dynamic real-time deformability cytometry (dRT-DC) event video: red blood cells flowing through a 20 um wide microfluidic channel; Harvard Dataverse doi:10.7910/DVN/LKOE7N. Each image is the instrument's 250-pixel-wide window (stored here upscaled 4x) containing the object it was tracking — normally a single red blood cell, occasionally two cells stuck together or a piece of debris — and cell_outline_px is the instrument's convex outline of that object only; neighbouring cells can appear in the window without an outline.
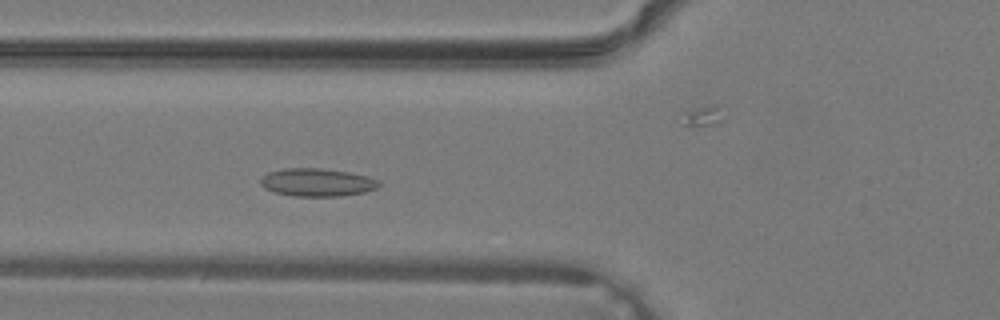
{"species": "common noctule bat (a hibernating species)", "species_latin": "Nyctalus noctula", "temperature_condition": "warm", "stored_images_in_passage": 33, "camera_frame_rate_fps": 3000, "um_per_image_px": 0.085, "animal": {"sex": "male", "body_mass_g": 19.2, "forearm_length_mm": 51.8}, "frame": {"image": 1, "passage_image": 8, "time_ms": 2.333, "image_size_px": [1000, 320], "cell_outline_px": [[380, 184], [376, 188], [364, 192], [340, 196], [292, 196], [276, 192], [264, 188], [260, 184], [260, 180], [268, 172], [284, 168], [320, 168], [348, 172], [368, 176], [380, 180]], "centroid_in_image_um": [26.96, 15.5], "position_along_channel_um": 98.8, "area_um2": 19.25}}
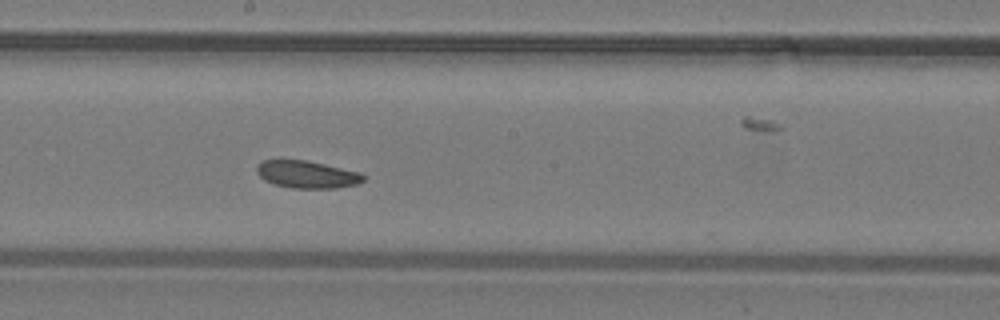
{"frame": {"image": 2, "passage_image": 15, "time_ms": 4.667, "image_size_px": [1000, 320], "cell_outline_px": [[364, 180], [356, 184], [336, 188], [292, 188], [272, 184], [264, 180], [256, 172], [256, 164], [264, 160], [304, 160], [324, 164], [360, 172], [364, 176]], "centroid_in_image_um": [26.05, 14.83], "position_along_channel_um": 222.2, "area_um2": 16.99}}
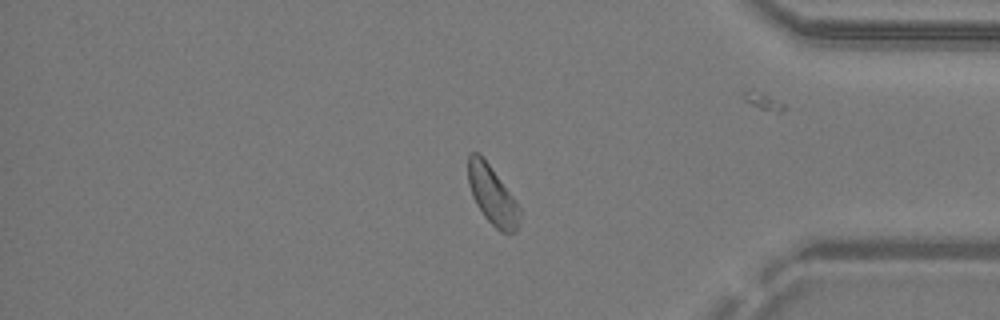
{"frame": {"image": 3, "passage_image": 26, "time_ms": 8.333, "image_size_px": [1000, 320], "cell_outline_px": [[520, 212], [516, 232], [500, 232], [484, 216], [476, 204], [472, 196], [468, 184], [468, 152], [480, 152], [516, 200], [520, 208]], "centroid_in_image_um": [41.82, 16.55], "position_along_channel_um": 393.4, "area_um2": 17.69}}